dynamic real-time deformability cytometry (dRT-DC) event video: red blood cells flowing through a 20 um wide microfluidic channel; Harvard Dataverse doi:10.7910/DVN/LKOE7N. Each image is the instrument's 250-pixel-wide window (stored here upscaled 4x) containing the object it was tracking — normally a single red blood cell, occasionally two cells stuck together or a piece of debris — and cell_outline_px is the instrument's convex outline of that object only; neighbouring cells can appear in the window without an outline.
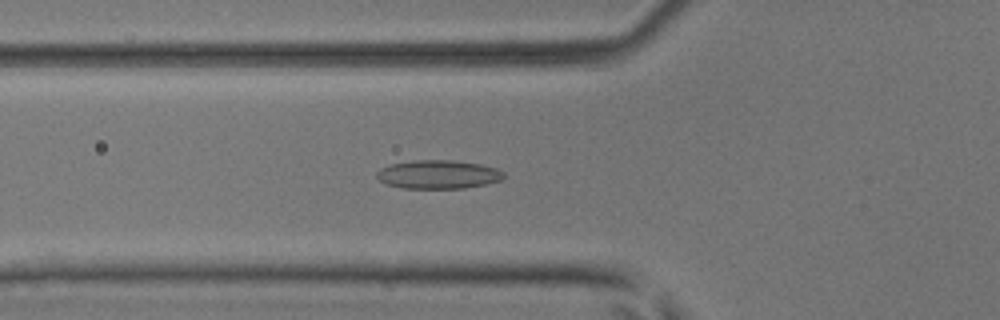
{"species": "common noctule bat (a hibernating species)", "species_latin": "Nyctalus noctula", "temperature_condition": "room temperature", "stored_images_in_passage": 36, "camera_frame_rate_fps": 3000, "um_per_image_px": 0.085, "animal": {"sex": "male", "body_mass_g": 17.9, "forearm_length_mm": 54.2}, "frame": {"image": 1, "passage_image": 4, "time_ms": 1.0, "image_size_px": [1000, 320], "cell_outline_px": [[504, 180], [464, 188], [404, 188], [388, 184], [380, 180], [376, 176], [376, 172], [380, 168], [392, 164], [412, 160], [448, 160], [480, 164], [496, 168], [504, 172]], "centroid_in_image_um": [37.26, 14.82], "position_along_channel_um": 88.5, "area_um2": 21.04}}
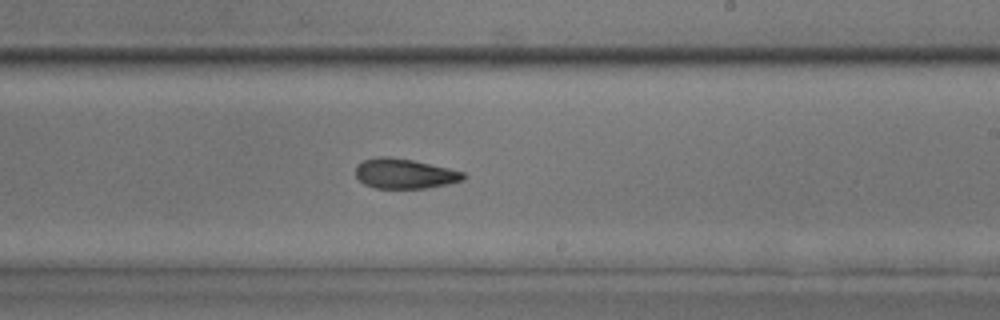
{"frame": {"image": 2, "passage_image": 16, "time_ms": 5.0, "image_size_px": [1000, 320], "cell_outline_px": [[468, 176], [464, 180], [448, 184], [428, 188], [376, 188], [364, 184], [356, 176], [356, 164], [364, 160], [376, 156], [388, 156], [412, 160], [448, 168], [464, 172]], "centroid_in_image_um": [34.4, 14.76], "position_along_channel_um": 254.6, "area_um2": 18.9}}
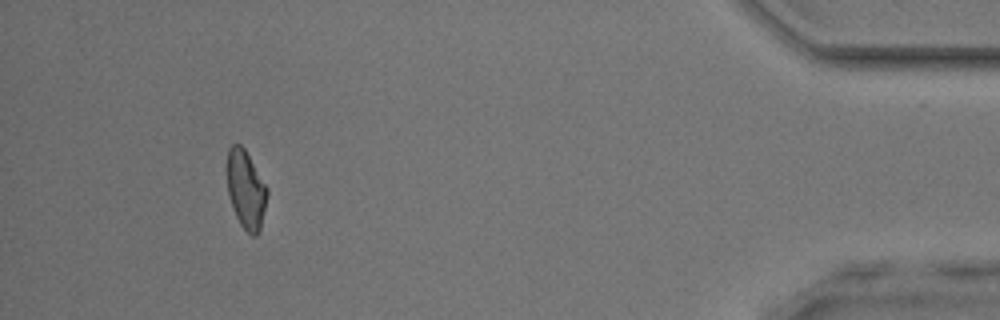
{"frame": {"image": 3, "passage_image": 32, "time_ms": 10.333, "image_size_px": [1000, 320], "cell_outline_px": [[268, 192], [260, 228], [256, 236], [252, 236], [240, 224], [236, 216], [228, 192], [228, 148], [232, 144], [240, 144], [244, 148], [268, 188]], "centroid_in_image_um": [20.91, 16.1], "position_along_channel_um": 414.3, "area_um2": 17.86}}